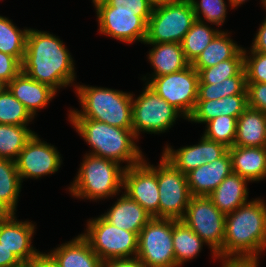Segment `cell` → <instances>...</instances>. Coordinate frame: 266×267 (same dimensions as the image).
<instances>
[{
  "label": "cell",
  "mask_w": 266,
  "mask_h": 267,
  "mask_svg": "<svg viewBox=\"0 0 266 267\" xmlns=\"http://www.w3.org/2000/svg\"><path fill=\"white\" fill-rule=\"evenodd\" d=\"M92 250L101 261L135 258L138 235L112 225L102 215L89 219L85 233Z\"/></svg>",
  "instance_id": "obj_7"
},
{
  "label": "cell",
  "mask_w": 266,
  "mask_h": 267,
  "mask_svg": "<svg viewBox=\"0 0 266 267\" xmlns=\"http://www.w3.org/2000/svg\"><path fill=\"white\" fill-rule=\"evenodd\" d=\"M244 68L243 49L232 59L220 62L219 64L201 69L198 84H218L222 81L236 76Z\"/></svg>",
  "instance_id": "obj_35"
},
{
  "label": "cell",
  "mask_w": 266,
  "mask_h": 267,
  "mask_svg": "<svg viewBox=\"0 0 266 267\" xmlns=\"http://www.w3.org/2000/svg\"><path fill=\"white\" fill-rule=\"evenodd\" d=\"M26 267H56L50 262L44 255H42L37 261Z\"/></svg>",
  "instance_id": "obj_46"
},
{
  "label": "cell",
  "mask_w": 266,
  "mask_h": 267,
  "mask_svg": "<svg viewBox=\"0 0 266 267\" xmlns=\"http://www.w3.org/2000/svg\"><path fill=\"white\" fill-rule=\"evenodd\" d=\"M132 200L140 204L152 218H159V191L156 167L145 158L123 173V188Z\"/></svg>",
  "instance_id": "obj_14"
},
{
  "label": "cell",
  "mask_w": 266,
  "mask_h": 267,
  "mask_svg": "<svg viewBox=\"0 0 266 267\" xmlns=\"http://www.w3.org/2000/svg\"><path fill=\"white\" fill-rule=\"evenodd\" d=\"M71 53L58 36L29 29L22 71L31 79L54 89L73 85L75 67Z\"/></svg>",
  "instance_id": "obj_1"
},
{
  "label": "cell",
  "mask_w": 266,
  "mask_h": 267,
  "mask_svg": "<svg viewBox=\"0 0 266 267\" xmlns=\"http://www.w3.org/2000/svg\"><path fill=\"white\" fill-rule=\"evenodd\" d=\"M172 241L176 267L194 259L205 242L183 221L172 219Z\"/></svg>",
  "instance_id": "obj_28"
},
{
  "label": "cell",
  "mask_w": 266,
  "mask_h": 267,
  "mask_svg": "<svg viewBox=\"0 0 266 267\" xmlns=\"http://www.w3.org/2000/svg\"><path fill=\"white\" fill-rule=\"evenodd\" d=\"M146 82L162 99L179 110L186 120L192 115L198 99L199 74L191 64L183 70L153 77Z\"/></svg>",
  "instance_id": "obj_12"
},
{
  "label": "cell",
  "mask_w": 266,
  "mask_h": 267,
  "mask_svg": "<svg viewBox=\"0 0 266 267\" xmlns=\"http://www.w3.org/2000/svg\"><path fill=\"white\" fill-rule=\"evenodd\" d=\"M232 159V171L250 182L266 178V147L228 148Z\"/></svg>",
  "instance_id": "obj_22"
},
{
  "label": "cell",
  "mask_w": 266,
  "mask_h": 267,
  "mask_svg": "<svg viewBox=\"0 0 266 267\" xmlns=\"http://www.w3.org/2000/svg\"><path fill=\"white\" fill-rule=\"evenodd\" d=\"M34 118L8 88L0 90V124L28 125Z\"/></svg>",
  "instance_id": "obj_34"
},
{
  "label": "cell",
  "mask_w": 266,
  "mask_h": 267,
  "mask_svg": "<svg viewBox=\"0 0 266 267\" xmlns=\"http://www.w3.org/2000/svg\"><path fill=\"white\" fill-rule=\"evenodd\" d=\"M196 20L222 26L227 14V5L224 0H189ZM204 16V17H203Z\"/></svg>",
  "instance_id": "obj_37"
},
{
  "label": "cell",
  "mask_w": 266,
  "mask_h": 267,
  "mask_svg": "<svg viewBox=\"0 0 266 267\" xmlns=\"http://www.w3.org/2000/svg\"><path fill=\"white\" fill-rule=\"evenodd\" d=\"M250 50L266 54V18L260 24Z\"/></svg>",
  "instance_id": "obj_43"
},
{
  "label": "cell",
  "mask_w": 266,
  "mask_h": 267,
  "mask_svg": "<svg viewBox=\"0 0 266 267\" xmlns=\"http://www.w3.org/2000/svg\"><path fill=\"white\" fill-rule=\"evenodd\" d=\"M195 21L189 0L156 2L148 20L144 43H181Z\"/></svg>",
  "instance_id": "obj_6"
},
{
  "label": "cell",
  "mask_w": 266,
  "mask_h": 267,
  "mask_svg": "<svg viewBox=\"0 0 266 267\" xmlns=\"http://www.w3.org/2000/svg\"><path fill=\"white\" fill-rule=\"evenodd\" d=\"M22 71V64L14 57L0 52V78L8 84Z\"/></svg>",
  "instance_id": "obj_40"
},
{
  "label": "cell",
  "mask_w": 266,
  "mask_h": 267,
  "mask_svg": "<svg viewBox=\"0 0 266 267\" xmlns=\"http://www.w3.org/2000/svg\"><path fill=\"white\" fill-rule=\"evenodd\" d=\"M7 213L0 207V217L5 216Z\"/></svg>",
  "instance_id": "obj_50"
},
{
  "label": "cell",
  "mask_w": 266,
  "mask_h": 267,
  "mask_svg": "<svg viewBox=\"0 0 266 267\" xmlns=\"http://www.w3.org/2000/svg\"><path fill=\"white\" fill-rule=\"evenodd\" d=\"M43 255L56 267H100L102 262L82 234Z\"/></svg>",
  "instance_id": "obj_19"
},
{
  "label": "cell",
  "mask_w": 266,
  "mask_h": 267,
  "mask_svg": "<svg viewBox=\"0 0 266 267\" xmlns=\"http://www.w3.org/2000/svg\"><path fill=\"white\" fill-rule=\"evenodd\" d=\"M15 214L7 213L0 217V243L13 252L25 266H29L44 253L31 245L36 225L28 220L18 221Z\"/></svg>",
  "instance_id": "obj_16"
},
{
  "label": "cell",
  "mask_w": 266,
  "mask_h": 267,
  "mask_svg": "<svg viewBox=\"0 0 266 267\" xmlns=\"http://www.w3.org/2000/svg\"><path fill=\"white\" fill-rule=\"evenodd\" d=\"M229 1V5L232 9H234L235 7L237 8V6H240L241 4L245 3V1L247 2V0H228Z\"/></svg>",
  "instance_id": "obj_47"
},
{
  "label": "cell",
  "mask_w": 266,
  "mask_h": 267,
  "mask_svg": "<svg viewBox=\"0 0 266 267\" xmlns=\"http://www.w3.org/2000/svg\"><path fill=\"white\" fill-rule=\"evenodd\" d=\"M236 128L237 118L221 115L206 123L204 136L230 148L235 143Z\"/></svg>",
  "instance_id": "obj_36"
},
{
  "label": "cell",
  "mask_w": 266,
  "mask_h": 267,
  "mask_svg": "<svg viewBox=\"0 0 266 267\" xmlns=\"http://www.w3.org/2000/svg\"><path fill=\"white\" fill-rule=\"evenodd\" d=\"M100 267H145L140 260L135 258L114 259L102 261Z\"/></svg>",
  "instance_id": "obj_44"
},
{
  "label": "cell",
  "mask_w": 266,
  "mask_h": 267,
  "mask_svg": "<svg viewBox=\"0 0 266 267\" xmlns=\"http://www.w3.org/2000/svg\"><path fill=\"white\" fill-rule=\"evenodd\" d=\"M259 262H222V267H258Z\"/></svg>",
  "instance_id": "obj_45"
},
{
  "label": "cell",
  "mask_w": 266,
  "mask_h": 267,
  "mask_svg": "<svg viewBox=\"0 0 266 267\" xmlns=\"http://www.w3.org/2000/svg\"><path fill=\"white\" fill-rule=\"evenodd\" d=\"M76 132L90 145L88 154L113 160L117 163L127 162L124 168L139 164L143 153L134 142L137 138L133 129H123L92 119H69Z\"/></svg>",
  "instance_id": "obj_3"
},
{
  "label": "cell",
  "mask_w": 266,
  "mask_h": 267,
  "mask_svg": "<svg viewBox=\"0 0 266 267\" xmlns=\"http://www.w3.org/2000/svg\"><path fill=\"white\" fill-rule=\"evenodd\" d=\"M7 88L33 117L38 109L46 107L57 93L50 86L31 79L23 71L7 84Z\"/></svg>",
  "instance_id": "obj_20"
},
{
  "label": "cell",
  "mask_w": 266,
  "mask_h": 267,
  "mask_svg": "<svg viewBox=\"0 0 266 267\" xmlns=\"http://www.w3.org/2000/svg\"><path fill=\"white\" fill-rule=\"evenodd\" d=\"M164 148L162 155L184 174L221 158L228 151L225 145L207 139L204 135L197 145L184 146L176 150L168 145Z\"/></svg>",
  "instance_id": "obj_17"
},
{
  "label": "cell",
  "mask_w": 266,
  "mask_h": 267,
  "mask_svg": "<svg viewBox=\"0 0 266 267\" xmlns=\"http://www.w3.org/2000/svg\"><path fill=\"white\" fill-rule=\"evenodd\" d=\"M152 1L156 3V2H162V1H174V0H152Z\"/></svg>",
  "instance_id": "obj_51"
},
{
  "label": "cell",
  "mask_w": 266,
  "mask_h": 267,
  "mask_svg": "<svg viewBox=\"0 0 266 267\" xmlns=\"http://www.w3.org/2000/svg\"><path fill=\"white\" fill-rule=\"evenodd\" d=\"M266 203L256 198L226 214L223 262H258L266 249Z\"/></svg>",
  "instance_id": "obj_2"
},
{
  "label": "cell",
  "mask_w": 266,
  "mask_h": 267,
  "mask_svg": "<svg viewBox=\"0 0 266 267\" xmlns=\"http://www.w3.org/2000/svg\"><path fill=\"white\" fill-rule=\"evenodd\" d=\"M81 110H70L69 119H92L123 129H132L134 94L110 88L75 85Z\"/></svg>",
  "instance_id": "obj_4"
},
{
  "label": "cell",
  "mask_w": 266,
  "mask_h": 267,
  "mask_svg": "<svg viewBox=\"0 0 266 267\" xmlns=\"http://www.w3.org/2000/svg\"><path fill=\"white\" fill-rule=\"evenodd\" d=\"M21 181L25 178H41L54 174L61 166L62 159L54 145L42 141L37 134L27 142L15 160Z\"/></svg>",
  "instance_id": "obj_15"
},
{
  "label": "cell",
  "mask_w": 266,
  "mask_h": 267,
  "mask_svg": "<svg viewBox=\"0 0 266 267\" xmlns=\"http://www.w3.org/2000/svg\"><path fill=\"white\" fill-rule=\"evenodd\" d=\"M262 2V4H263V6L265 7V9H266V0H261Z\"/></svg>",
  "instance_id": "obj_52"
},
{
  "label": "cell",
  "mask_w": 266,
  "mask_h": 267,
  "mask_svg": "<svg viewBox=\"0 0 266 267\" xmlns=\"http://www.w3.org/2000/svg\"><path fill=\"white\" fill-rule=\"evenodd\" d=\"M28 31L27 28H17L12 20L0 16V52L14 56L22 64Z\"/></svg>",
  "instance_id": "obj_32"
},
{
  "label": "cell",
  "mask_w": 266,
  "mask_h": 267,
  "mask_svg": "<svg viewBox=\"0 0 266 267\" xmlns=\"http://www.w3.org/2000/svg\"><path fill=\"white\" fill-rule=\"evenodd\" d=\"M184 115L174 106L162 99L147 84L142 94L132 97V129L138 140L140 132L164 133Z\"/></svg>",
  "instance_id": "obj_9"
},
{
  "label": "cell",
  "mask_w": 266,
  "mask_h": 267,
  "mask_svg": "<svg viewBox=\"0 0 266 267\" xmlns=\"http://www.w3.org/2000/svg\"><path fill=\"white\" fill-rule=\"evenodd\" d=\"M232 95H247L246 72L243 68L236 76L218 84H198L197 100L221 99Z\"/></svg>",
  "instance_id": "obj_33"
},
{
  "label": "cell",
  "mask_w": 266,
  "mask_h": 267,
  "mask_svg": "<svg viewBox=\"0 0 266 267\" xmlns=\"http://www.w3.org/2000/svg\"><path fill=\"white\" fill-rule=\"evenodd\" d=\"M99 32L124 43H144L152 11H115L106 2L95 7Z\"/></svg>",
  "instance_id": "obj_13"
},
{
  "label": "cell",
  "mask_w": 266,
  "mask_h": 267,
  "mask_svg": "<svg viewBox=\"0 0 266 267\" xmlns=\"http://www.w3.org/2000/svg\"><path fill=\"white\" fill-rule=\"evenodd\" d=\"M21 185L15 161L0 158V207L6 213H15Z\"/></svg>",
  "instance_id": "obj_29"
},
{
  "label": "cell",
  "mask_w": 266,
  "mask_h": 267,
  "mask_svg": "<svg viewBox=\"0 0 266 267\" xmlns=\"http://www.w3.org/2000/svg\"><path fill=\"white\" fill-rule=\"evenodd\" d=\"M7 84L0 78V90L6 89Z\"/></svg>",
  "instance_id": "obj_48"
},
{
  "label": "cell",
  "mask_w": 266,
  "mask_h": 267,
  "mask_svg": "<svg viewBox=\"0 0 266 267\" xmlns=\"http://www.w3.org/2000/svg\"><path fill=\"white\" fill-rule=\"evenodd\" d=\"M225 219L208 196H192L181 221L209 246L213 258L223 261Z\"/></svg>",
  "instance_id": "obj_8"
},
{
  "label": "cell",
  "mask_w": 266,
  "mask_h": 267,
  "mask_svg": "<svg viewBox=\"0 0 266 267\" xmlns=\"http://www.w3.org/2000/svg\"><path fill=\"white\" fill-rule=\"evenodd\" d=\"M247 107V95H232L214 100H197L195 110L187 120L206 124L221 115L238 119Z\"/></svg>",
  "instance_id": "obj_23"
},
{
  "label": "cell",
  "mask_w": 266,
  "mask_h": 267,
  "mask_svg": "<svg viewBox=\"0 0 266 267\" xmlns=\"http://www.w3.org/2000/svg\"><path fill=\"white\" fill-rule=\"evenodd\" d=\"M244 52L246 83H266V54L256 51ZM248 54H251L248 56Z\"/></svg>",
  "instance_id": "obj_38"
},
{
  "label": "cell",
  "mask_w": 266,
  "mask_h": 267,
  "mask_svg": "<svg viewBox=\"0 0 266 267\" xmlns=\"http://www.w3.org/2000/svg\"><path fill=\"white\" fill-rule=\"evenodd\" d=\"M234 146L266 147V113L247 107L237 119Z\"/></svg>",
  "instance_id": "obj_26"
},
{
  "label": "cell",
  "mask_w": 266,
  "mask_h": 267,
  "mask_svg": "<svg viewBox=\"0 0 266 267\" xmlns=\"http://www.w3.org/2000/svg\"><path fill=\"white\" fill-rule=\"evenodd\" d=\"M102 216L119 229L134 232L137 235L152 218L140 204L132 200L126 193H123Z\"/></svg>",
  "instance_id": "obj_21"
},
{
  "label": "cell",
  "mask_w": 266,
  "mask_h": 267,
  "mask_svg": "<svg viewBox=\"0 0 266 267\" xmlns=\"http://www.w3.org/2000/svg\"><path fill=\"white\" fill-rule=\"evenodd\" d=\"M115 11H152L155 2L152 0H107Z\"/></svg>",
  "instance_id": "obj_41"
},
{
  "label": "cell",
  "mask_w": 266,
  "mask_h": 267,
  "mask_svg": "<svg viewBox=\"0 0 266 267\" xmlns=\"http://www.w3.org/2000/svg\"><path fill=\"white\" fill-rule=\"evenodd\" d=\"M28 125L0 124V158L16 160L20 151L36 133Z\"/></svg>",
  "instance_id": "obj_30"
},
{
  "label": "cell",
  "mask_w": 266,
  "mask_h": 267,
  "mask_svg": "<svg viewBox=\"0 0 266 267\" xmlns=\"http://www.w3.org/2000/svg\"><path fill=\"white\" fill-rule=\"evenodd\" d=\"M221 30L213 29L196 20L185 34L181 46L186 59L192 63Z\"/></svg>",
  "instance_id": "obj_31"
},
{
  "label": "cell",
  "mask_w": 266,
  "mask_h": 267,
  "mask_svg": "<svg viewBox=\"0 0 266 267\" xmlns=\"http://www.w3.org/2000/svg\"><path fill=\"white\" fill-rule=\"evenodd\" d=\"M248 107L266 113V83H246Z\"/></svg>",
  "instance_id": "obj_39"
},
{
  "label": "cell",
  "mask_w": 266,
  "mask_h": 267,
  "mask_svg": "<svg viewBox=\"0 0 266 267\" xmlns=\"http://www.w3.org/2000/svg\"><path fill=\"white\" fill-rule=\"evenodd\" d=\"M248 182L244 177L232 172L208 197L219 211L228 214L249 202Z\"/></svg>",
  "instance_id": "obj_24"
},
{
  "label": "cell",
  "mask_w": 266,
  "mask_h": 267,
  "mask_svg": "<svg viewBox=\"0 0 266 267\" xmlns=\"http://www.w3.org/2000/svg\"><path fill=\"white\" fill-rule=\"evenodd\" d=\"M124 170L113 160L86 153L68 189L72 196L90 201L116 196L123 188Z\"/></svg>",
  "instance_id": "obj_5"
},
{
  "label": "cell",
  "mask_w": 266,
  "mask_h": 267,
  "mask_svg": "<svg viewBox=\"0 0 266 267\" xmlns=\"http://www.w3.org/2000/svg\"><path fill=\"white\" fill-rule=\"evenodd\" d=\"M107 0H92L94 6L96 7L98 4L106 2Z\"/></svg>",
  "instance_id": "obj_49"
},
{
  "label": "cell",
  "mask_w": 266,
  "mask_h": 267,
  "mask_svg": "<svg viewBox=\"0 0 266 267\" xmlns=\"http://www.w3.org/2000/svg\"><path fill=\"white\" fill-rule=\"evenodd\" d=\"M136 257L145 267H176L172 219L151 218L138 234Z\"/></svg>",
  "instance_id": "obj_11"
},
{
  "label": "cell",
  "mask_w": 266,
  "mask_h": 267,
  "mask_svg": "<svg viewBox=\"0 0 266 267\" xmlns=\"http://www.w3.org/2000/svg\"><path fill=\"white\" fill-rule=\"evenodd\" d=\"M229 33L220 31L205 50L191 63L199 72L201 69L215 66L222 61L234 58L243 47L238 46ZM229 36V37H228Z\"/></svg>",
  "instance_id": "obj_27"
},
{
  "label": "cell",
  "mask_w": 266,
  "mask_h": 267,
  "mask_svg": "<svg viewBox=\"0 0 266 267\" xmlns=\"http://www.w3.org/2000/svg\"><path fill=\"white\" fill-rule=\"evenodd\" d=\"M159 218L181 220L192 197L187 176L163 155L156 166Z\"/></svg>",
  "instance_id": "obj_10"
},
{
  "label": "cell",
  "mask_w": 266,
  "mask_h": 267,
  "mask_svg": "<svg viewBox=\"0 0 266 267\" xmlns=\"http://www.w3.org/2000/svg\"><path fill=\"white\" fill-rule=\"evenodd\" d=\"M153 48L148 53V61L153 66L152 77L163 76L187 68L191 63L186 59L181 43H144Z\"/></svg>",
  "instance_id": "obj_25"
},
{
  "label": "cell",
  "mask_w": 266,
  "mask_h": 267,
  "mask_svg": "<svg viewBox=\"0 0 266 267\" xmlns=\"http://www.w3.org/2000/svg\"><path fill=\"white\" fill-rule=\"evenodd\" d=\"M232 172V159L228 151L221 158L191 170L186 174L191 195H210Z\"/></svg>",
  "instance_id": "obj_18"
},
{
  "label": "cell",
  "mask_w": 266,
  "mask_h": 267,
  "mask_svg": "<svg viewBox=\"0 0 266 267\" xmlns=\"http://www.w3.org/2000/svg\"><path fill=\"white\" fill-rule=\"evenodd\" d=\"M0 267H26L17 256L0 243Z\"/></svg>",
  "instance_id": "obj_42"
}]
</instances>
